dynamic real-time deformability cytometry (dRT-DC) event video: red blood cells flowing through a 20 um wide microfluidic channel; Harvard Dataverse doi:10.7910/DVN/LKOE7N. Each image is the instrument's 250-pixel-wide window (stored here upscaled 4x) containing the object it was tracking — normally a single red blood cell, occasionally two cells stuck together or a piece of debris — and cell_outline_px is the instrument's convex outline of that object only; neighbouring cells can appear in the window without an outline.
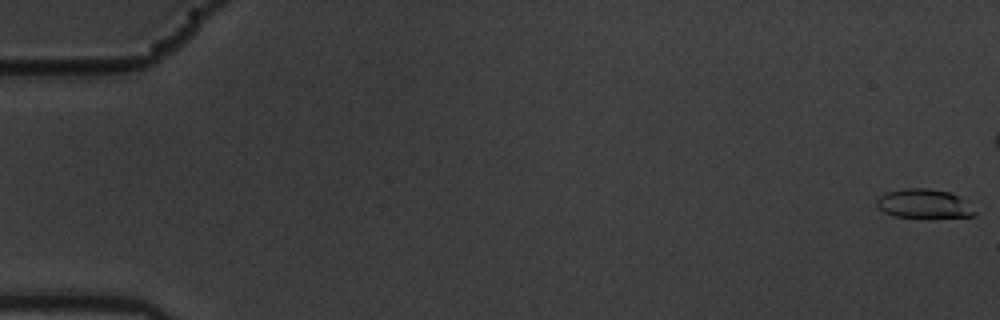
{"species": "common noctule bat (a hibernating species)", "species_latin": "Nyctalus noctula", "temperature_condition": "warm", "stored_images_in_passage": 6, "camera_frame_rate_fps": 3000, "um_per_image_px": 0.085, "animal": {"sex": "male", "body_mass_g": 19.5, "forearm_length_mm": 54.6}, "frame": {"image": 1, "passage_image": 1, "time_ms": 0.0, "image_size_px": [1000, 320], "cell_outline_px": [[976, 212], [972, 216], [928, 220], [892, 216], [884, 212], [876, 204], [876, 200], [884, 192], [904, 188], [928, 188], [948, 192], [960, 196], [968, 200]], "centroid_in_image_um": [78.57, 17.36], "position_along_channel_um": 6.4, "area_um2": 17.57}}